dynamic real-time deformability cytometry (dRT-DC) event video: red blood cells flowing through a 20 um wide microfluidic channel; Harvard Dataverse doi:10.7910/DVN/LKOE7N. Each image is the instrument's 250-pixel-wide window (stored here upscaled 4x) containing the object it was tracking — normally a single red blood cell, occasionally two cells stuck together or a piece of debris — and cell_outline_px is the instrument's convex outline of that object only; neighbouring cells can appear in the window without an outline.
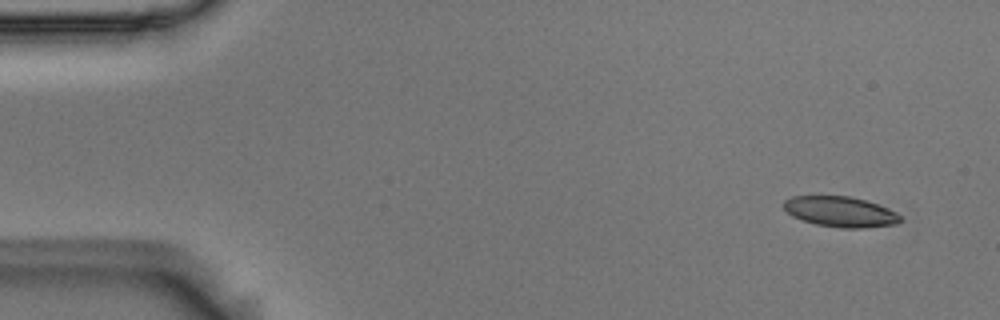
{"species": "Egyptian fruit bat (a non-hibernating species)", "species_latin": "Rousettus aegyptiacus", "temperature_condition": "room temperature", "stored_images_in_passage": 6, "camera_frame_rate_fps": 3000, "um_per_image_px": 0.085, "animal": {"sex": "male"}, "frame": {"image": 1, "passage_image": 1, "time_ms": 0.0, "image_size_px": [1000, 320], "cell_outline_px": [[904, 220], [896, 224], [864, 228], [840, 228], [816, 224], [800, 220], [792, 216], [784, 208], [784, 200], [792, 196], [848, 196], [864, 200], [888, 208], [896, 212]], "centroid_in_image_um": [71.44, 18.01], "position_along_channel_um": 13.6, "area_um2": 20.69}}
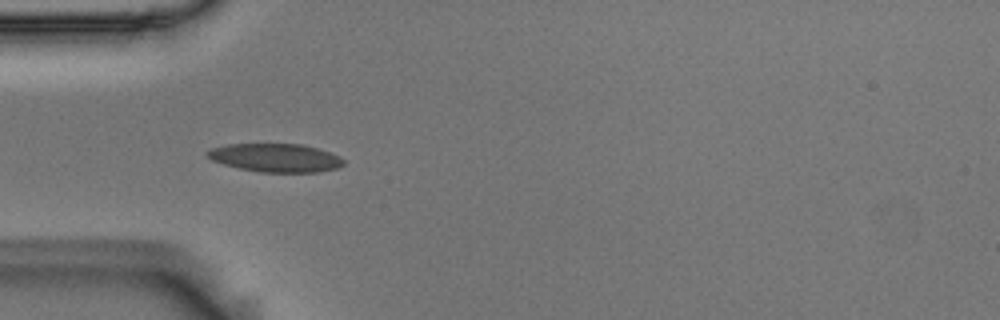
{"frame": {"image": 2, "passage_image": 5, "time_ms": 1.333, "image_size_px": [1000, 320], "cell_outline_px": [[344, 164], [340, 168], [320, 172], [260, 172], [240, 168], [224, 164], [212, 160], [204, 152], [212, 148], [228, 144], [304, 144], [340, 156], [344, 160]], "centroid_in_image_um": [23.45, 13.41], "position_along_channel_um": 61.5, "area_um2": 22.54}}
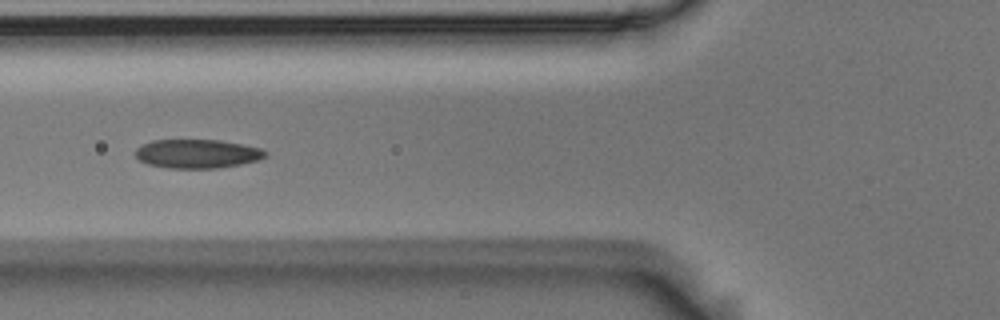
{"frame": {"image": 3, "passage_image": 6, "time_ms": 1.667, "image_size_px": [1000, 320], "cell_outline_px": [[268, 156], [260, 160], [220, 168], [168, 168], [148, 164], [140, 160], [136, 156], [136, 148], [152, 140], [220, 140], [260, 148], [268, 152]], "centroid_in_image_um": [16.8, 13.07], "position_along_channel_um": 109.0, "area_um2": 21.85}}